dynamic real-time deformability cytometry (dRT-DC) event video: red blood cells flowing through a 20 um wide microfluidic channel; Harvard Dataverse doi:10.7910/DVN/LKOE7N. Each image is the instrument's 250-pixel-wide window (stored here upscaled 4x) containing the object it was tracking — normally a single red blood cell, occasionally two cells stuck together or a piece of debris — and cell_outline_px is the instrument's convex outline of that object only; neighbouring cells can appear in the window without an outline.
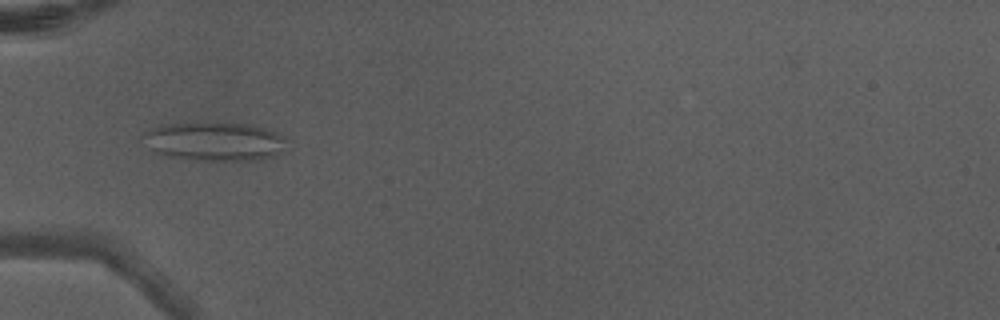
{"species": "Egyptian fruit bat (a non-hibernating species)", "species_latin": "Rousettus aegyptiacus", "temperature_condition": "warm", "stored_images_in_passage": 5, "camera_frame_rate_fps": 3000, "um_per_image_px": 0.085, "animal": {"sex": "male"}, "frame": {"image": 1, "passage_image": 4, "time_ms": 1.0, "image_size_px": [1000, 320], "cell_outline_px": [[288, 140], [276, 156], [260, 160], [196, 160], [168, 156], [156, 152], [148, 148], [140, 136], [152, 128], [168, 124], [252, 124], [288, 136]], "centroid_in_image_um": [18.27, 12.04], "position_along_channel_um": 66.7, "area_um2": 32.19}}
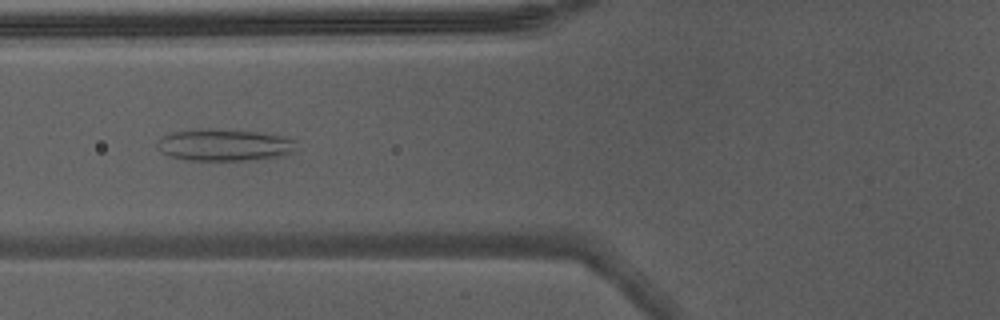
{"frame": {"image": 2, "passage_image": 5, "time_ms": 1.333, "image_size_px": [1000, 320], "cell_outline_px": [[296, 148], [292, 152], [284, 156], [268, 160], [188, 160], [172, 156], [164, 152], [156, 144], [164, 136], [172, 132], [200, 128], [208, 128], [256, 132], [280, 136], [296, 140]], "centroid_in_image_um": [19.15, 12.33], "position_along_channel_um": 106.7, "area_um2": 25.89}}